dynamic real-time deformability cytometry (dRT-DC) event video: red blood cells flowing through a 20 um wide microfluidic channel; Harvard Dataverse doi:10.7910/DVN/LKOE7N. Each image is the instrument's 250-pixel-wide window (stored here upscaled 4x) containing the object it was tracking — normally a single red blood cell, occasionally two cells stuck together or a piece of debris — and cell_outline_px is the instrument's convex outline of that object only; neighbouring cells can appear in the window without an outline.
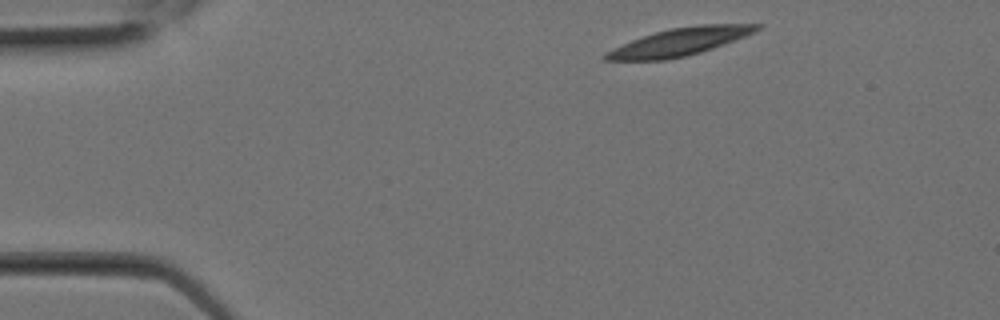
{"species": "Egyptian fruit bat (a non-hibernating species)", "species_latin": "Rousettus aegyptiacus", "temperature_condition": "room temperature", "stored_images_in_passage": 2, "segment_of_instrument_passage": [2, 2], "camera_frame_rate_fps": 3000, "um_per_image_px": 0.085, "animal": {"sex": "female"}, "frame": {"image": 1, "passage_image": 2, "time_ms": 0.333, "image_size_px": [1000, 320], "cell_outline_px": [[764, 24], [760, 28], [744, 36], [724, 44], [700, 52], [684, 56], [664, 60], [604, 60], [600, 56], [604, 52], [632, 40], [656, 32], [672, 28], [700, 24]], "centroid_in_image_um": [57.72, 3.56], "position_along_channel_um": 27.3, "area_um2": 23.93}}